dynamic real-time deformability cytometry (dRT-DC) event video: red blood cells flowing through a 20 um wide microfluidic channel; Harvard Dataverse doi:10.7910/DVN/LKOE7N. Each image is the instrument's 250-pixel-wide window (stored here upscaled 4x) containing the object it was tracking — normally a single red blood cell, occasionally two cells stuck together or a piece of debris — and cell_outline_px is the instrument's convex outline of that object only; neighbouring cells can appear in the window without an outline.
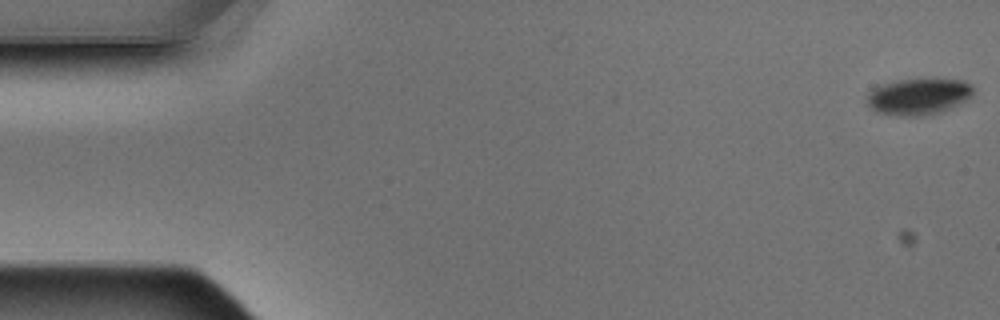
{"species": "Egyptian fruit bat (a non-hibernating species)", "species_latin": "Rousettus aegyptiacus", "temperature_condition": "warm", "stored_images_in_passage": 4, "camera_frame_rate_fps": 3000, "um_per_image_px": 0.085, "animal": {"sex": "male"}, "frame": {"image": 1, "passage_image": 1, "time_ms": 0.0, "image_size_px": [1000, 320], "cell_outline_px": [[972, 92], [964, 100], [940, 112], [924, 116], [896, 116], [876, 112], [868, 104], [868, 92], [872, 88], [880, 84], [900, 80], [960, 80], [972, 84]], "centroid_in_image_um": [77.99, 8.22], "position_along_channel_um": 7.0, "area_um2": 22.08}}